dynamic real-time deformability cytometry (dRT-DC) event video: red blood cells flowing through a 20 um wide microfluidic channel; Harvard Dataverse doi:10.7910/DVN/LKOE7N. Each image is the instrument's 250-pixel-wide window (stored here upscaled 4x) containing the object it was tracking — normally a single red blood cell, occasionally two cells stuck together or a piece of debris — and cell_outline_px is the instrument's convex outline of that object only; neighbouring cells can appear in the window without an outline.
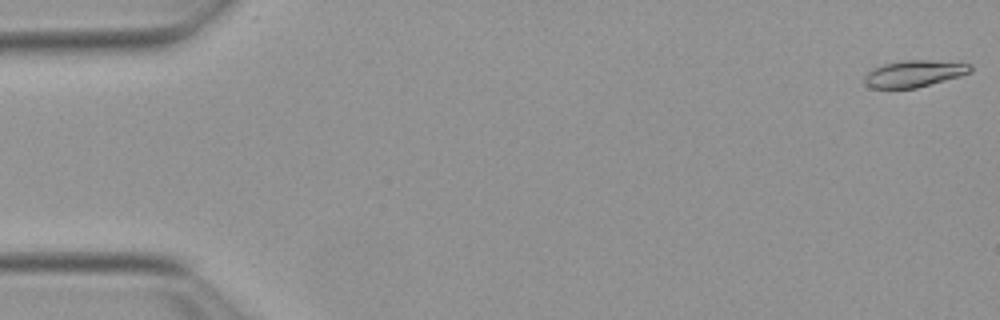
{"species": "Egyptian fruit bat (a non-hibernating species)", "species_latin": "Rousettus aegyptiacus", "temperature_condition": "warm", "stored_images_in_passage": 45, "camera_frame_rate_fps": 3000, "um_per_image_px": 0.085, "animal": {"sex": "female"}, "frame": {"image": 1, "passage_image": 1, "time_ms": 0.0, "image_size_px": [1000, 320], "cell_outline_px": [[972, 72], [960, 76], [916, 88], [872, 88], [864, 80], [868, 72], [884, 64], [904, 60], [928, 60], [968, 64], [972, 68]], "centroid_in_image_um": [77.73, 6.26], "position_along_channel_um": 7.3, "area_um2": 16.07}}
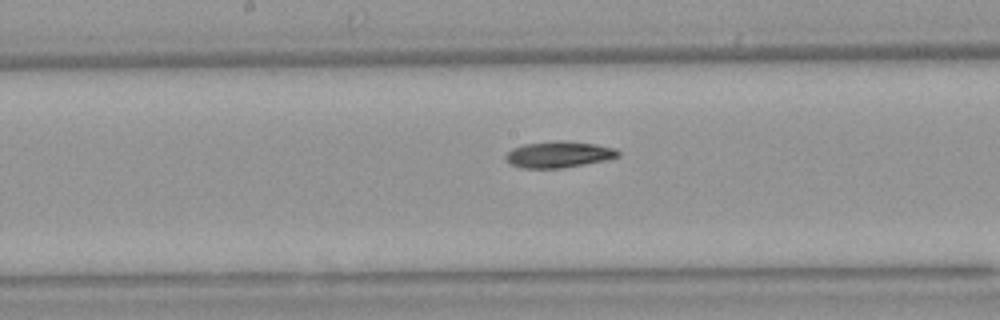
{"frame": {"image": 2, "passage_image": 27, "time_ms": 8.667, "image_size_px": [1000, 320], "cell_outline_px": [[620, 156], [608, 160], [564, 168], [520, 168], [512, 164], [504, 156], [512, 148], [524, 144], [564, 140], [596, 144], [616, 148], [620, 152]], "centroid_in_image_um": [47.55, 13.13], "position_along_channel_um": 200.7, "area_um2": 17.34}}
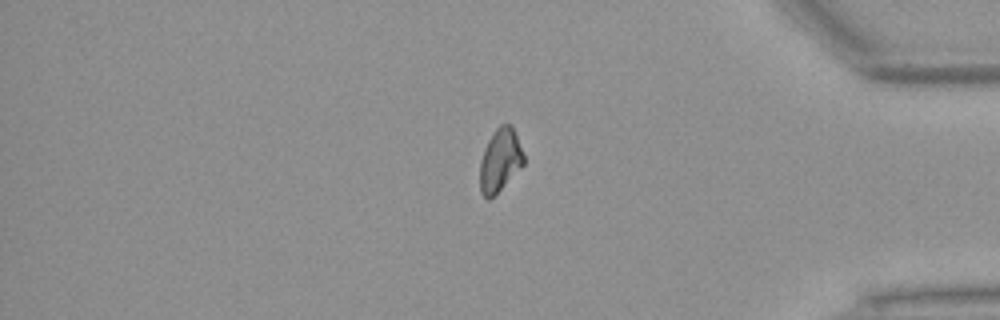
{"frame": {"image": 3, "passage_image": 44, "time_ms": 14.333, "image_size_px": [1000, 320], "cell_outline_px": [[524, 164], [488, 200], [480, 192], [480, 160], [484, 148], [488, 140], [496, 128], [500, 124], [512, 124], [524, 156]], "centroid_in_image_um": [42.49, 13.58], "position_along_channel_um": 392.7, "area_um2": 15.78}}